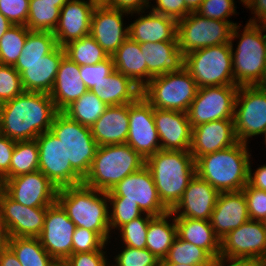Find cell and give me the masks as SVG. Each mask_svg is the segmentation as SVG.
Segmentation results:
<instances>
[{
	"mask_svg": "<svg viewBox=\"0 0 266 266\" xmlns=\"http://www.w3.org/2000/svg\"><path fill=\"white\" fill-rule=\"evenodd\" d=\"M58 113L50 94L24 91L0 104V133L14 141L35 140Z\"/></svg>",
	"mask_w": 266,
	"mask_h": 266,
	"instance_id": "1",
	"label": "cell"
},
{
	"mask_svg": "<svg viewBox=\"0 0 266 266\" xmlns=\"http://www.w3.org/2000/svg\"><path fill=\"white\" fill-rule=\"evenodd\" d=\"M242 25H235L231 34L234 82L239 87L260 85L266 69V24Z\"/></svg>",
	"mask_w": 266,
	"mask_h": 266,
	"instance_id": "2",
	"label": "cell"
},
{
	"mask_svg": "<svg viewBox=\"0 0 266 266\" xmlns=\"http://www.w3.org/2000/svg\"><path fill=\"white\" fill-rule=\"evenodd\" d=\"M249 144L237 142L231 147L209 153L195 161L196 174L219 193L240 191L248 184L252 154Z\"/></svg>",
	"mask_w": 266,
	"mask_h": 266,
	"instance_id": "3",
	"label": "cell"
},
{
	"mask_svg": "<svg viewBox=\"0 0 266 266\" xmlns=\"http://www.w3.org/2000/svg\"><path fill=\"white\" fill-rule=\"evenodd\" d=\"M57 202L76 227L96 232L106 243H112L109 225V199L103 192L86 185L58 189Z\"/></svg>",
	"mask_w": 266,
	"mask_h": 266,
	"instance_id": "4",
	"label": "cell"
},
{
	"mask_svg": "<svg viewBox=\"0 0 266 266\" xmlns=\"http://www.w3.org/2000/svg\"><path fill=\"white\" fill-rule=\"evenodd\" d=\"M162 203L171 211L196 174L190 151L159 150L145 160Z\"/></svg>",
	"mask_w": 266,
	"mask_h": 266,
	"instance_id": "5",
	"label": "cell"
},
{
	"mask_svg": "<svg viewBox=\"0 0 266 266\" xmlns=\"http://www.w3.org/2000/svg\"><path fill=\"white\" fill-rule=\"evenodd\" d=\"M143 166L144 158L128 144L98 146L83 184L108 192L126 176Z\"/></svg>",
	"mask_w": 266,
	"mask_h": 266,
	"instance_id": "6",
	"label": "cell"
},
{
	"mask_svg": "<svg viewBox=\"0 0 266 266\" xmlns=\"http://www.w3.org/2000/svg\"><path fill=\"white\" fill-rule=\"evenodd\" d=\"M198 88L193 77L183 67L178 72L153 77L142 88L141 95L153 108L188 112Z\"/></svg>",
	"mask_w": 266,
	"mask_h": 266,
	"instance_id": "7",
	"label": "cell"
},
{
	"mask_svg": "<svg viewBox=\"0 0 266 266\" xmlns=\"http://www.w3.org/2000/svg\"><path fill=\"white\" fill-rule=\"evenodd\" d=\"M184 68L197 86L236 85L230 44H220L192 51L184 56Z\"/></svg>",
	"mask_w": 266,
	"mask_h": 266,
	"instance_id": "8",
	"label": "cell"
},
{
	"mask_svg": "<svg viewBox=\"0 0 266 266\" xmlns=\"http://www.w3.org/2000/svg\"><path fill=\"white\" fill-rule=\"evenodd\" d=\"M50 131L64 144L65 156L72 168L84 179L88 174L98 145L91 129L58 112Z\"/></svg>",
	"mask_w": 266,
	"mask_h": 266,
	"instance_id": "9",
	"label": "cell"
},
{
	"mask_svg": "<svg viewBox=\"0 0 266 266\" xmlns=\"http://www.w3.org/2000/svg\"><path fill=\"white\" fill-rule=\"evenodd\" d=\"M236 22L209 19L190 12L177 21V40L182 54L210 46L230 44Z\"/></svg>",
	"mask_w": 266,
	"mask_h": 266,
	"instance_id": "10",
	"label": "cell"
},
{
	"mask_svg": "<svg viewBox=\"0 0 266 266\" xmlns=\"http://www.w3.org/2000/svg\"><path fill=\"white\" fill-rule=\"evenodd\" d=\"M234 131L241 143L249 144L254 137L266 134V89L240 86L234 109ZM251 138V139H250Z\"/></svg>",
	"mask_w": 266,
	"mask_h": 266,
	"instance_id": "11",
	"label": "cell"
},
{
	"mask_svg": "<svg viewBox=\"0 0 266 266\" xmlns=\"http://www.w3.org/2000/svg\"><path fill=\"white\" fill-rule=\"evenodd\" d=\"M238 89L237 85L198 88L187 112L192 128L215 120L234 119Z\"/></svg>",
	"mask_w": 266,
	"mask_h": 266,
	"instance_id": "12",
	"label": "cell"
},
{
	"mask_svg": "<svg viewBox=\"0 0 266 266\" xmlns=\"http://www.w3.org/2000/svg\"><path fill=\"white\" fill-rule=\"evenodd\" d=\"M39 149V171L58 189L83 183L65 156L64 144L49 130L36 139Z\"/></svg>",
	"mask_w": 266,
	"mask_h": 266,
	"instance_id": "13",
	"label": "cell"
},
{
	"mask_svg": "<svg viewBox=\"0 0 266 266\" xmlns=\"http://www.w3.org/2000/svg\"><path fill=\"white\" fill-rule=\"evenodd\" d=\"M108 197H124L137 203L143 213L160 216L170 211L161 201L151 172L146 166L129 174L107 192Z\"/></svg>",
	"mask_w": 266,
	"mask_h": 266,
	"instance_id": "14",
	"label": "cell"
},
{
	"mask_svg": "<svg viewBox=\"0 0 266 266\" xmlns=\"http://www.w3.org/2000/svg\"><path fill=\"white\" fill-rule=\"evenodd\" d=\"M221 256L266 264V231L262 221L248 220L221 240Z\"/></svg>",
	"mask_w": 266,
	"mask_h": 266,
	"instance_id": "15",
	"label": "cell"
},
{
	"mask_svg": "<svg viewBox=\"0 0 266 266\" xmlns=\"http://www.w3.org/2000/svg\"><path fill=\"white\" fill-rule=\"evenodd\" d=\"M0 188L14 201L29 207H49L57 202L58 188L39 170L5 179Z\"/></svg>",
	"mask_w": 266,
	"mask_h": 266,
	"instance_id": "16",
	"label": "cell"
},
{
	"mask_svg": "<svg viewBox=\"0 0 266 266\" xmlns=\"http://www.w3.org/2000/svg\"><path fill=\"white\" fill-rule=\"evenodd\" d=\"M126 144L138 152L144 160L161 150L154 120V108L140 95L129 103V131Z\"/></svg>",
	"mask_w": 266,
	"mask_h": 266,
	"instance_id": "17",
	"label": "cell"
},
{
	"mask_svg": "<svg viewBox=\"0 0 266 266\" xmlns=\"http://www.w3.org/2000/svg\"><path fill=\"white\" fill-rule=\"evenodd\" d=\"M75 229L76 225L58 202L47 208L43 229L38 238L43 248L59 264L72 254V236Z\"/></svg>",
	"mask_w": 266,
	"mask_h": 266,
	"instance_id": "18",
	"label": "cell"
},
{
	"mask_svg": "<svg viewBox=\"0 0 266 266\" xmlns=\"http://www.w3.org/2000/svg\"><path fill=\"white\" fill-rule=\"evenodd\" d=\"M48 207H29L11 199L0 188V216L9 237L38 238Z\"/></svg>",
	"mask_w": 266,
	"mask_h": 266,
	"instance_id": "19",
	"label": "cell"
},
{
	"mask_svg": "<svg viewBox=\"0 0 266 266\" xmlns=\"http://www.w3.org/2000/svg\"><path fill=\"white\" fill-rule=\"evenodd\" d=\"M130 13L97 4L92 12L90 35L112 56L120 45L129 37V25L124 23V17Z\"/></svg>",
	"mask_w": 266,
	"mask_h": 266,
	"instance_id": "20",
	"label": "cell"
},
{
	"mask_svg": "<svg viewBox=\"0 0 266 266\" xmlns=\"http://www.w3.org/2000/svg\"><path fill=\"white\" fill-rule=\"evenodd\" d=\"M93 0H68L60 9L59 21L53 34L61 47L90 35Z\"/></svg>",
	"mask_w": 266,
	"mask_h": 266,
	"instance_id": "21",
	"label": "cell"
},
{
	"mask_svg": "<svg viewBox=\"0 0 266 266\" xmlns=\"http://www.w3.org/2000/svg\"><path fill=\"white\" fill-rule=\"evenodd\" d=\"M218 196L212 185L195 174L171 212L175 217L210 220Z\"/></svg>",
	"mask_w": 266,
	"mask_h": 266,
	"instance_id": "22",
	"label": "cell"
},
{
	"mask_svg": "<svg viewBox=\"0 0 266 266\" xmlns=\"http://www.w3.org/2000/svg\"><path fill=\"white\" fill-rule=\"evenodd\" d=\"M237 142L234 119L215 120L192 128L190 153L196 161L203 155L226 149Z\"/></svg>",
	"mask_w": 266,
	"mask_h": 266,
	"instance_id": "23",
	"label": "cell"
},
{
	"mask_svg": "<svg viewBox=\"0 0 266 266\" xmlns=\"http://www.w3.org/2000/svg\"><path fill=\"white\" fill-rule=\"evenodd\" d=\"M64 56V48L58 45L39 61L15 63L13 67L20 73L24 91L50 94Z\"/></svg>",
	"mask_w": 266,
	"mask_h": 266,
	"instance_id": "24",
	"label": "cell"
},
{
	"mask_svg": "<svg viewBox=\"0 0 266 266\" xmlns=\"http://www.w3.org/2000/svg\"><path fill=\"white\" fill-rule=\"evenodd\" d=\"M154 120L161 150L190 151L192 126L187 112L154 108Z\"/></svg>",
	"mask_w": 266,
	"mask_h": 266,
	"instance_id": "25",
	"label": "cell"
},
{
	"mask_svg": "<svg viewBox=\"0 0 266 266\" xmlns=\"http://www.w3.org/2000/svg\"><path fill=\"white\" fill-rule=\"evenodd\" d=\"M248 220V206L242 190L219 193L210 223L220 240Z\"/></svg>",
	"mask_w": 266,
	"mask_h": 266,
	"instance_id": "26",
	"label": "cell"
},
{
	"mask_svg": "<svg viewBox=\"0 0 266 266\" xmlns=\"http://www.w3.org/2000/svg\"><path fill=\"white\" fill-rule=\"evenodd\" d=\"M148 13V14H147ZM135 14V15H134ZM144 14V15H143ZM129 25V38L139 44L177 40V21L165 15L157 14L149 9L130 13L134 18Z\"/></svg>",
	"mask_w": 266,
	"mask_h": 266,
	"instance_id": "27",
	"label": "cell"
},
{
	"mask_svg": "<svg viewBox=\"0 0 266 266\" xmlns=\"http://www.w3.org/2000/svg\"><path fill=\"white\" fill-rule=\"evenodd\" d=\"M146 62V84L155 76L178 72L184 67V55L178 41L139 44Z\"/></svg>",
	"mask_w": 266,
	"mask_h": 266,
	"instance_id": "28",
	"label": "cell"
},
{
	"mask_svg": "<svg viewBox=\"0 0 266 266\" xmlns=\"http://www.w3.org/2000/svg\"><path fill=\"white\" fill-rule=\"evenodd\" d=\"M87 91L88 89L81 79L80 66L64 56L50 92L57 111L63 112Z\"/></svg>",
	"mask_w": 266,
	"mask_h": 266,
	"instance_id": "29",
	"label": "cell"
},
{
	"mask_svg": "<svg viewBox=\"0 0 266 266\" xmlns=\"http://www.w3.org/2000/svg\"><path fill=\"white\" fill-rule=\"evenodd\" d=\"M90 129L98 146L126 144L129 104L108 106Z\"/></svg>",
	"mask_w": 266,
	"mask_h": 266,
	"instance_id": "30",
	"label": "cell"
},
{
	"mask_svg": "<svg viewBox=\"0 0 266 266\" xmlns=\"http://www.w3.org/2000/svg\"><path fill=\"white\" fill-rule=\"evenodd\" d=\"M90 91L107 106H116L134 102L141 95L142 89L129 77L114 70Z\"/></svg>",
	"mask_w": 266,
	"mask_h": 266,
	"instance_id": "31",
	"label": "cell"
},
{
	"mask_svg": "<svg viewBox=\"0 0 266 266\" xmlns=\"http://www.w3.org/2000/svg\"><path fill=\"white\" fill-rule=\"evenodd\" d=\"M177 237L204 249L212 258L220 255L221 240L210 220L175 217Z\"/></svg>",
	"mask_w": 266,
	"mask_h": 266,
	"instance_id": "32",
	"label": "cell"
},
{
	"mask_svg": "<svg viewBox=\"0 0 266 266\" xmlns=\"http://www.w3.org/2000/svg\"><path fill=\"white\" fill-rule=\"evenodd\" d=\"M176 237V221L171 211L160 216H153L146 235V248L159 260L165 259Z\"/></svg>",
	"mask_w": 266,
	"mask_h": 266,
	"instance_id": "33",
	"label": "cell"
},
{
	"mask_svg": "<svg viewBox=\"0 0 266 266\" xmlns=\"http://www.w3.org/2000/svg\"><path fill=\"white\" fill-rule=\"evenodd\" d=\"M112 58L116 71L129 77L141 89L146 85V62L138 42L128 37Z\"/></svg>",
	"mask_w": 266,
	"mask_h": 266,
	"instance_id": "34",
	"label": "cell"
},
{
	"mask_svg": "<svg viewBox=\"0 0 266 266\" xmlns=\"http://www.w3.org/2000/svg\"><path fill=\"white\" fill-rule=\"evenodd\" d=\"M7 247L22 266H57L59 264L43 248L39 238L9 237Z\"/></svg>",
	"mask_w": 266,
	"mask_h": 266,
	"instance_id": "35",
	"label": "cell"
},
{
	"mask_svg": "<svg viewBox=\"0 0 266 266\" xmlns=\"http://www.w3.org/2000/svg\"><path fill=\"white\" fill-rule=\"evenodd\" d=\"M107 107L93 92L88 90L69 105L63 113L70 119L90 128L105 112Z\"/></svg>",
	"mask_w": 266,
	"mask_h": 266,
	"instance_id": "36",
	"label": "cell"
},
{
	"mask_svg": "<svg viewBox=\"0 0 266 266\" xmlns=\"http://www.w3.org/2000/svg\"><path fill=\"white\" fill-rule=\"evenodd\" d=\"M63 48L65 56L79 66L94 65L109 57L91 35L71 41Z\"/></svg>",
	"mask_w": 266,
	"mask_h": 266,
	"instance_id": "37",
	"label": "cell"
},
{
	"mask_svg": "<svg viewBox=\"0 0 266 266\" xmlns=\"http://www.w3.org/2000/svg\"><path fill=\"white\" fill-rule=\"evenodd\" d=\"M60 9L56 2L29 0L26 27L30 31L54 32L58 25Z\"/></svg>",
	"mask_w": 266,
	"mask_h": 266,
	"instance_id": "38",
	"label": "cell"
},
{
	"mask_svg": "<svg viewBox=\"0 0 266 266\" xmlns=\"http://www.w3.org/2000/svg\"><path fill=\"white\" fill-rule=\"evenodd\" d=\"M39 170V149L36 140L17 141L10 162V178Z\"/></svg>",
	"mask_w": 266,
	"mask_h": 266,
	"instance_id": "39",
	"label": "cell"
},
{
	"mask_svg": "<svg viewBox=\"0 0 266 266\" xmlns=\"http://www.w3.org/2000/svg\"><path fill=\"white\" fill-rule=\"evenodd\" d=\"M58 46L56 37L50 31H30L21 55L16 63L34 62L43 59Z\"/></svg>",
	"mask_w": 266,
	"mask_h": 266,
	"instance_id": "40",
	"label": "cell"
},
{
	"mask_svg": "<svg viewBox=\"0 0 266 266\" xmlns=\"http://www.w3.org/2000/svg\"><path fill=\"white\" fill-rule=\"evenodd\" d=\"M30 30L24 25H12L0 39V64L14 66Z\"/></svg>",
	"mask_w": 266,
	"mask_h": 266,
	"instance_id": "41",
	"label": "cell"
},
{
	"mask_svg": "<svg viewBox=\"0 0 266 266\" xmlns=\"http://www.w3.org/2000/svg\"><path fill=\"white\" fill-rule=\"evenodd\" d=\"M165 259L177 265H190L210 264L212 257L204 249L176 237Z\"/></svg>",
	"mask_w": 266,
	"mask_h": 266,
	"instance_id": "42",
	"label": "cell"
},
{
	"mask_svg": "<svg viewBox=\"0 0 266 266\" xmlns=\"http://www.w3.org/2000/svg\"><path fill=\"white\" fill-rule=\"evenodd\" d=\"M153 216L149 214H143L129 223L123 225L115 234V240L121 242L120 245L129 246L132 248L144 249L146 248V235L150 219ZM118 239H117V238Z\"/></svg>",
	"mask_w": 266,
	"mask_h": 266,
	"instance_id": "43",
	"label": "cell"
},
{
	"mask_svg": "<svg viewBox=\"0 0 266 266\" xmlns=\"http://www.w3.org/2000/svg\"><path fill=\"white\" fill-rule=\"evenodd\" d=\"M109 225L112 234H115L123 225L143 215L137 203L124 201V197H108Z\"/></svg>",
	"mask_w": 266,
	"mask_h": 266,
	"instance_id": "44",
	"label": "cell"
},
{
	"mask_svg": "<svg viewBox=\"0 0 266 266\" xmlns=\"http://www.w3.org/2000/svg\"><path fill=\"white\" fill-rule=\"evenodd\" d=\"M122 248V249H121ZM120 251L110 260V266H158L159 259L147 248L139 249L121 245Z\"/></svg>",
	"mask_w": 266,
	"mask_h": 266,
	"instance_id": "45",
	"label": "cell"
},
{
	"mask_svg": "<svg viewBox=\"0 0 266 266\" xmlns=\"http://www.w3.org/2000/svg\"><path fill=\"white\" fill-rule=\"evenodd\" d=\"M236 3L235 0H203L196 13L209 19L234 22L230 18L239 14Z\"/></svg>",
	"mask_w": 266,
	"mask_h": 266,
	"instance_id": "46",
	"label": "cell"
},
{
	"mask_svg": "<svg viewBox=\"0 0 266 266\" xmlns=\"http://www.w3.org/2000/svg\"><path fill=\"white\" fill-rule=\"evenodd\" d=\"M24 92L20 73L13 67L0 64V104Z\"/></svg>",
	"mask_w": 266,
	"mask_h": 266,
	"instance_id": "47",
	"label": "cell"
},
{
	"mask_svg": "<svg viewBox=\"0 0 266 266\" xmlns=\"http://www.w3.org/2000/svg\"><path fill=\"white\" fill-rule=\"evenodd\" d=\"M72 240V253L107 251L110 246L96 232L82 227H76Z\"/></svg>",
	"mask_w": 266,
	"mask_h": 266,
	"instance_id": "48",
	"label": "cell"
},
{
	"mask_svg": "<svg viewBox=\"0 0 266 266\" xmlns=\"http://www.w3.org/2000/svg\"><path fill=\"white\" fill-rule=\"evenodd\" d=\"M114 70L113 58L109 56L104 61L94 65L80 66V75L87 89L90 90L106 76H109Z\"/></svg>",
	"mask_w": 266,
	"mask_h": 266,
	"instance_id": "49",
	"label": "cell"
},
{
	"mask_svg": "<svg viewBox=\"0 0 266 266\" xmlns=\"http://www.w3.org/2000/svg\"><path fill=\"white\" fill-rule=\"evenodd\" d=\"M248 206L250 220L262 221L266 217V191L247 184L242 189Z\"/></svg>",
	"mask_w": 266,
	"mask_h": 266,
	"instance_id": "50",
	"label": "cell"
},
{
	"mask_svg": "<svg viewBox=\"0 0 266 266\" xmlns=\"http://www.w3.org/2000/svg\"><path fill=\"white\" fill-rule=\"evenodd\" d=\"M29 0H0V13L12 25H24L28 19Z\"/></svg>",
	"mask_w": 266,
	"mask_h": 266,
	"instance_id": "51",
	"label": "cell"
},
{
	"mask_svg": "<svg viewBox=\"0 0 266 266\" xmlns=\"http://www.w3.org/2000/svg\"><path fill=\"white\" fill-rule=\"evenodd\" d=\"M149 10L173 18L176 21L183 19L191 11L184 0H151ZM154 1V2H153ZM153 3V4H152Z\"/></svg>",
	"mask_w": 266,
	"mask_h": 266,
	"instance_id": "52",
	"label": "cell"
},
{
	"mask_svg": "<svg viewBox=\"0 0 266 266\" xmlns=\"http://www.w3.org/2000/svg\"><path fill=\"white\" fill-rule=\"evenodd\" d=\"M109 251H92L72 253L63 263V266H110ZM108 260V261H107Z\"/></svg>",
	"mask_w": 266,
	"mask_h": 266,
	"instance_id": "53",
	"label": "cell"
},
{
	"mask_svg": "<svg viewBox=\"0 0 266 266\" xmlns=\"http://www.w3.org/2000/svg\"><path fill=\"white\" fill-rule=\"evenodd\" d=\"M16 141L0 133V183L10 179V162Z\"/></svg>",
	"mask_w": 266,
	"mask_h": 266,
	"instance_id": "54",
	"label": "cell"
},
{
	"mask_svg": "<svg viewBox=\"0 0 266 266\" xmlns=\"http://www.w3.org/2000/svg\"><path fill=\"white\" fill-rule=\"evenodd\" d=\"M150 2L151 0H108L105 4L115 9L133 13L148 10Z\"/></svg>",
	"mask_w": 266,
	"mask_h": 266,
	"instance_id": "55",
	"label": "cell"
},
{
	"mask_svg": "<svg viewBox=\"0 0 266 266\" xmlns=\"http://www.w3.org/2000/svg\"><path fill=\"white\" fill-rule=\"evenodd\" d=\"M243 5L253 15L246 22L266 24V0H246Z\"/></svg>",
	"mask_w": 266,
	"mask_h": 266,
	"instance_id": "56",
	"label": "cell"
},
{
	"mask_svg": "<svg viewBox=\"0 0 266 266\" xmlns=\"http://www.w3.org/2000/svg\"><path fill=\"white\" fill-rule=\"evenodd\" d=\"M252 164V160H250L248 184L256 189L266 191V164L259 165L256 170L251 168Z\"/></svg>",
	"mask_w": 266,
	"mask_h": 266,
	"instance_id": "57",
	"label": "cell"
},
{
	"mask_svg": "<svg viewBox=\"0 0 266 266\" xmlns=\"http://www.w3.org/2000/svg\"><path fill=\"white\" fill-rule=\"evenodd\" d=\"M209 266H263V265L251 259L229 258L218 255L212 258Z\"/></svg>",
	"mask_w": 266,
	"mask_h": 266,
	"instance_id": "58",
	"label": "cell"
},
{
	"mask_svg": "<svg viewBox=\"0 0 266 266\" xmlns=\"http://www.w3.org/2000/svg\"><path fill=\"white\" fill-rule=\"evenodd\" d=\"M0 266H22L14 253L6 247L0 252Z\"/></svg>",
	"mask_w": 266,
	"mask_h": 266,
	"instance_id": "59",
	"label": "cell"
},
{
	"mask_svg": "<svg viewBox=\"0 0 266 266\" xmlns=\"http://www.w3.org/2000/svg\"><path fill=\"white\" fill-rule=\"evenodd\" d=\"M8 239V232L0 216V252L7 247Z\"/></svg>",
	"mask_w": 266,
	"mask_h": 266,
	"instance_id": "60",
	"label": "cell"
},
{
	"mask_svg": "<svg viewBox=\"0 0 266 266\" xmlns=\"http://www.w3.org/2000/svg\"><path fill=\"white\" fill-rule=\"evenodd\" d=\"M11 26V22L0 13V39Z\"/></svg>",
	"mask_w": 266,
	"mask_h": 266,
	"instance_id": "61",
	"label": "cell"
},
{
	"mask_svg": "<svg viewBox=\"0 0 266 266\" xmlns=\"http://www.w3.org/2000/svg\"><path fill=\"white\" fill-rule=\"evenodd\" d=\"M185 4L187 6V8L191 11V12H196L197 9L200 7V5L202 4L203 0H184Z\"/></svg>",
	"mask_w": 266,
	"mask_h": 266,
	"instance_id": "62",
	"label": "cell"
},
{
	"mask_svg": "<svg viewBox=\"0 0 266 266\" xmlns=\"http://www.w3.org/2000/svg\"><path fill=\"white\" fill-rule=\"evenodd\" d=\"M158 266H209V264H190V265H177L175 263L168 262L166 259L159 260Z\"/></svg>",
	"mask_w": 266,
	"mask_h": 266,
	"instance_id": "63",
	"label": "cell"
},
{
	"mask_svg": "<svg viewBox=\"0 0 266 266\" xmlns=\"http://www.w3.org/2000/svg\"><path fill=\"white\" fill-rule=\"evenodd\" d=\"M48 2H56V6L62 8L68 0H40Z\"/></svg>",
	"mask_w": 266,
	"mask_h": 266,
	"instance_id": "64",
	"label": "cell"
},
{
	"mask_svg": "<svg viewBox=\"0 0 266 266\" xmlns=\"http://www.w3.org/2000/svg\"><path fill=\"white\" fill-rule=\"evenodd\" d=\"M259 86H261V87L266 89V69H265L264 78H263V80H262V82H261V84Z\"/></svg>",
	"mask_w": 266,
	"mask_h": 266,
	"instance_id": "65",
	"label": "cell"
},
{
	"mask_svg": "<svg viewBox=\"0 0 266 266\" xmlns=\"http://www.w3.org/2000/svg\"><path fill=\"white\" fill-rule=\"evenodd\" d=\"M97 4H105L108 0H93Z\"/></svg>",
	"mask_w": 266,
	"mask_h": 266,
	"instance_id": "66",
	"label": "cell"
},
{
	"mask_svg": "<svg viewBox=\"0 0 266 266\" xmlns=\"http://www.w3.org/2000/svg\"><path fill=\"white\" fill-rule=\"evenodd\" d=\"M263 222V225H264V228H265V231H266V217L262 220Z\"/></svg>",
	"mask_w": 266,
	"mask_h": 266,
	"instance_id": "67",
	"label": "cell"
},
{
	"mask_svg": "<svg viewBox=\"0 0 266 266\" xmlns=\"http://www.w3.org/2000/svg\"><path fill=\"white\" fill-rule=\"evenodd\" d=\"M263 140H264V145H266V134L263 136ZM266 147V146H265Z\"/></svg>",
	"mask_w": 266,
	"mask_h": 266,
	"instance_id": "68",
	"label": "cell"
}]
</instances>
